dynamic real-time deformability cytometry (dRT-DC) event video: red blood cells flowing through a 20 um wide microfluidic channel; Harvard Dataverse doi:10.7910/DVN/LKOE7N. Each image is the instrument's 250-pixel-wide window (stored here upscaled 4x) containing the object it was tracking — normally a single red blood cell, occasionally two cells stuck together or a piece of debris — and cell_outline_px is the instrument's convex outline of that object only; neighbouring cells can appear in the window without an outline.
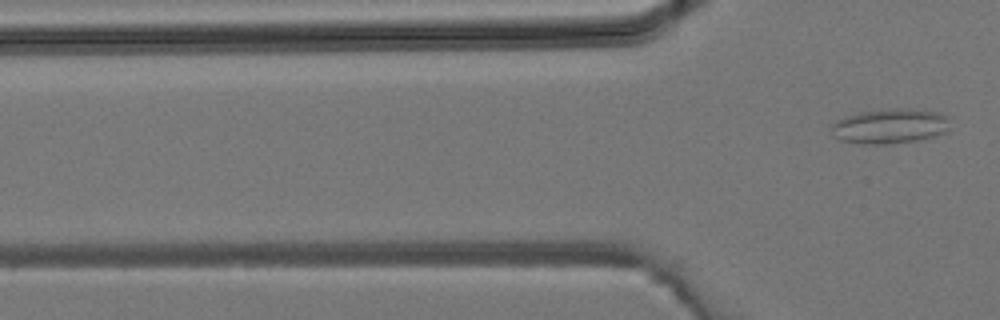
{"species": "common noctule bat (a hibernating species)", "species_latin": "Nyctalus noctula", "temperature_condition": "room temperature", "stored_images_in_passage": 5, "camera_frame_rate_fps": 3000, "um_per_image_px": 0.085, "animal": {"sex": "male", "body_mass_g": 19.2, "forearm_length_mm": 51.8}, "frame": {"image": 1, "passage_image": 5, "time_ms": 1.333, "image_size_px": [1000, 320], "cell_outline_px": [[948, 128], [944, 132], [932, 136], [916, 140], [884, 144], [864, 144], [840, 140], [836, 136], [832, 128], [832, 124], [836, 120], [860, 112], [896, 108], [908, 108], [940, 112], [948, 116]], "centroid_in_image_um": [75.66, 10.71], "position_along_channel_um": 50.1, "area_um2": 23.76}}